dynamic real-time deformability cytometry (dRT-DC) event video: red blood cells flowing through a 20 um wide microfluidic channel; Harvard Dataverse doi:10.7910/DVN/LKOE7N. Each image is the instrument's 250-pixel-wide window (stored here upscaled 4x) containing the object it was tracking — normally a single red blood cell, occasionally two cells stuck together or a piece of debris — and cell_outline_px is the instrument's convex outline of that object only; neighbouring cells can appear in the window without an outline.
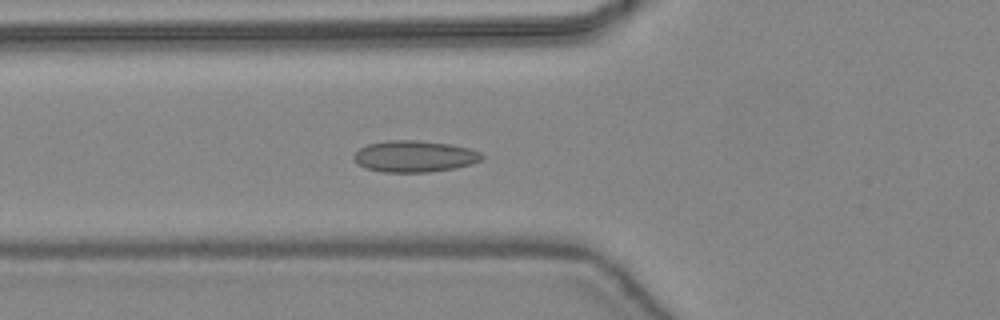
{"species": "common noctule bat (a hibernating species)", "species_latin": "Nyctalus noctula", "temperature_condition": "warm", "stored_images_in_passage": 47, "camera_frame_rate_fps": 3000, "um_per_image_px": 0.085, "animal": {"sex": "female", "body_mass_g": 24.6, "forearm_length_mm": 56.2}, "frame": {"image": 1, "passage_image": 18, "time_ms": 5.667, "image_size_px": [1000, 320], "cell_outline_px": [[484, 156], [480, 160], [472, 164], [452, 168], [428, 172], [384, 172], [364, 168], [356, 164], [352, 160], [352, 156], [360, 148], [368, 144], [388, 140], [416, 140], [448, 144], [468, 148], [480, 152]], "centroid_in_image_um": [35.17, 13.29], "position_along_channel_um": 90.6, "area_um2": 23.47}}
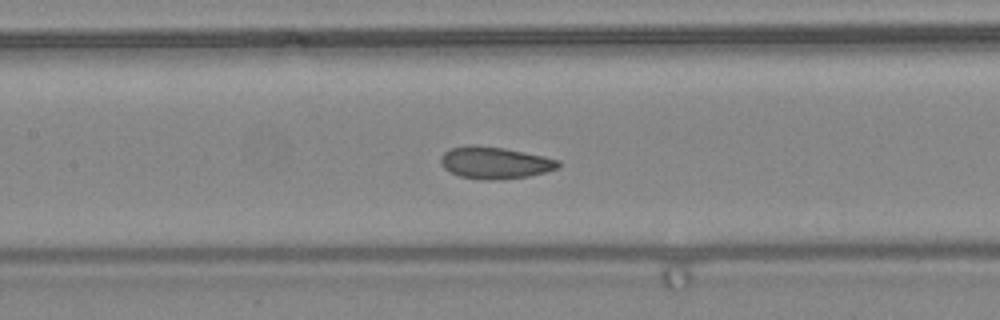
{"frame": {"image": 2, "passage_image": 23, "time_ms": 7.333, "image_size_px": [1000, 320], "cell_outline_px": [[560, 168], [528, 176], [492, 180], [484, 180], [460, 176], [444, 168], [440, 164], [440, 156], [444, 152], [452, 148], [472, 144], [504, 148], [544, 156], [560, 160]], "centroid_in_image_um": [42.06, 13.82], "position_along_channel_um": 165.3, "area_um2": 21.85}}
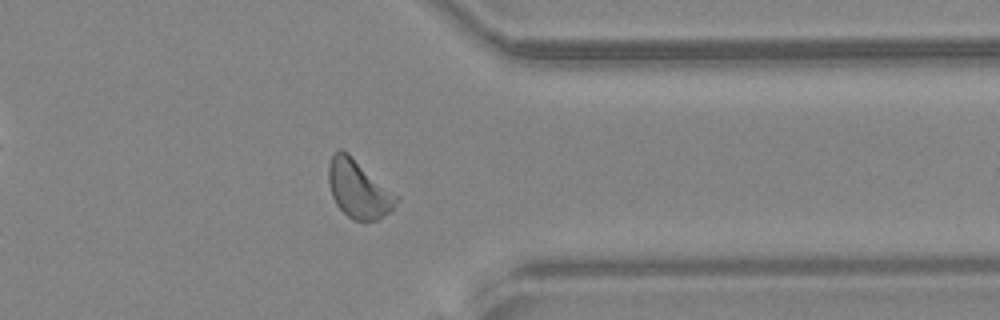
{"frame": {"image": 3, "passage_image": 38, "time_ms": 12.333, "image_size_px": [1000, 320], "cell_outline_px": [[400, 196], [392, 208], [380, 220], [352, 220], [336, 204], [332, 196], [328, 180], [328, 164], [332, 156], [340, 148], [348, 152]], "centroid_in_image_um": [30.48, 16.05], "position_along_channel_um": 380.9, "area_um2": 23.0}, "authors_computed_cell_mechanics": {"area_um2": 22.1374, "velocity_mm_per_s": 4.4255, "shape_relaxation_time_tau1_ms": 3.3379, "shape_relaxation_time_tau2_ms": 1.1211, "deformation_change_tau1": 0.0934, "deformation_change_tau2": 0.0481}}